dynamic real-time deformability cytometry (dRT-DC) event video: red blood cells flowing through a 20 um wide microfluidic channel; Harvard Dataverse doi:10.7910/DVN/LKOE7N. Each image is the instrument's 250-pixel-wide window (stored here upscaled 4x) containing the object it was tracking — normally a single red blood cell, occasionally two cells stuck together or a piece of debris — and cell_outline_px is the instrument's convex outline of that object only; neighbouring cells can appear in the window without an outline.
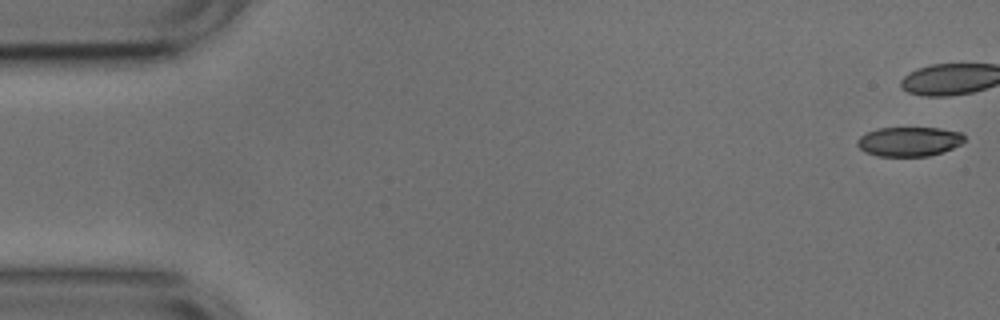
{"species": "common noctule bat (a hibernating species)", "species_latin": "Nyctalus noctula", "temperature_condition": "cold", "stored_images_in_passage": 11, "camera_frame_rate_fps": 3000, "um_per_image_px": 0.085, "animal": {"sex": "male", "body_mass_g": 17.9, "forearm_length_mm": 54.2}, "frame": {"image": 1, "passage_image": 1, "time_ms": 0.0, "image_size_px": [1000, 320], "cell_outline_px": [[964, 140], [960, 144], [952, 148], [928, 156], [876, 156], [864, 152], [856, 144], [856, 140], [860, 136], [876, 128], [940, 128], [960, 132], [964, 136]], "centroid_in_image_um": [77.23, 12.03], "position_along_channel_um": 7.8, "area_um2": 18.32}}